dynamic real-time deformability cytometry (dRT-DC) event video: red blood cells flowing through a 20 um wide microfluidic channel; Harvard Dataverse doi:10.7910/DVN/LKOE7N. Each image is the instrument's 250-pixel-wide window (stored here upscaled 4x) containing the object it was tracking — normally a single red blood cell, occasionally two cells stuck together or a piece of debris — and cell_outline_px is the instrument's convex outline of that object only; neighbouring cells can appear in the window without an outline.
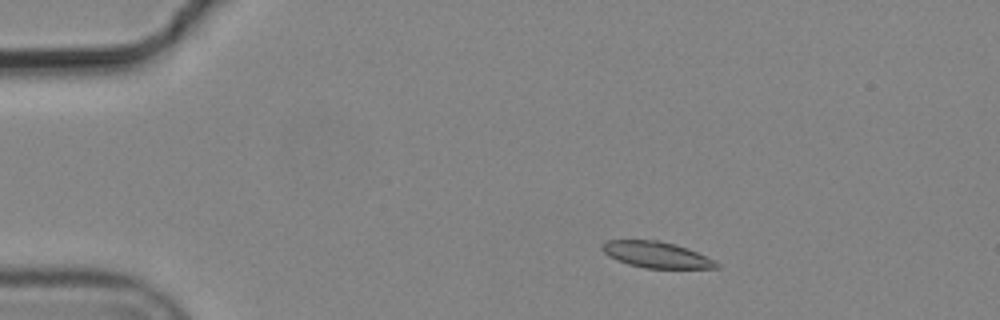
{"species": "common noctule bat (a hibernating species)", "species_latin": "Nyctalus noctula", "temperature_condition": "cold", "stored_images_in_passage": 3, "camera_frame_rate_fps": 3000, "um_per_image_px": 0.085, "animal": {"sex": "male", "body_mass_g": 19.2, "forearm_length_mm": 51.8}, "frame": {"image": 1, "passage_image": 1, "time_ms": 0.0, "image_size_px": [1000, 320], "cell_outline_px": [[720, 268], [644, 268], [628, 264], [616, 260], [608, 256], [600, 248], [600, 244], [608, 240], [660, 240], [676, 244], [688, 248], [720, 264]], "centroid_in_image_um": [55.74, 21.64], "position_along_channel_um": 29.3, "area_um2": 17.46}}